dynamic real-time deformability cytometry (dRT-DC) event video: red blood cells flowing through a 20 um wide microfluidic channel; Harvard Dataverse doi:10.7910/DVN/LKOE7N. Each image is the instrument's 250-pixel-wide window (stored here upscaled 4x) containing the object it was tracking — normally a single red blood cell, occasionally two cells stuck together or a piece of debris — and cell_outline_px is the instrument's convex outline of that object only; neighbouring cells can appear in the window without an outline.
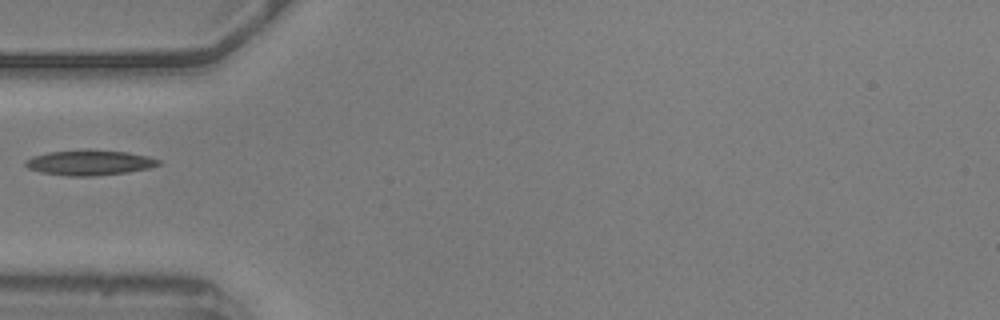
{"species": "common noctule bat (a hibernating species)", "species_latin": "Nyctalus noctula", "temperature_condition": "warm", "stored_images_in_passage": 39, "camera_frame_rate_fps": 3000, "um_per_image_px": 0.085, "animal": {"sex": "male", "body_mass_g": 20.5, "forearm_length_mm": 52.5}, "frame": {"image": 1, "passage_image": 1, "time_ms": 0.0, "image_size_px": [1000, 320], "cell_outline_px": [[160, 164], [148, 168], [128, 172], [96, 176], [68, 176], [40, 172], [28, 168], [24, 164], [24, 160], [32, 156], [48, 152], [128, 152], [148, 156], [160, 160]], "centroid_in_image_um": [7.59, 13.87], "position_along_channel_um": 77.4, "area_um2": 18.79}}
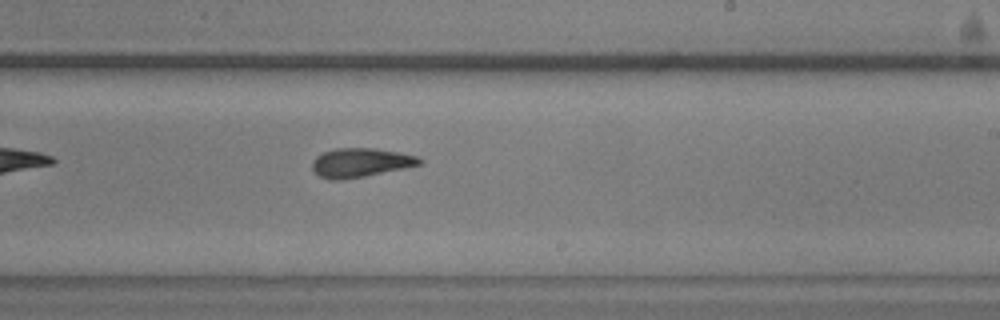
{"frame": {"image": 2, "passage_image": 16, "time_ms": 5.0, "image_size_px": [1000, 320], "cell_outline_px": [[424, 164], [364, 176], [340, 180], [328, 180], [320, 176], [312, 168], [312, 160], [316, 156], [324, 152], [336, 148], [376, 148], [400, 152], [416, 156], [424, 160]], "centroid_in_image_um": [30.66, 13.82], "position_along_channel_um": 258.3, "area_um2": 18.21}}
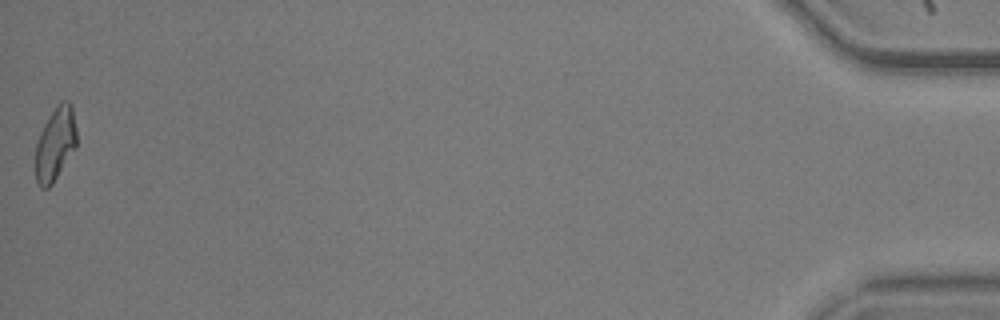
{"frame": {"image": 3, "passage_image": 39, "time_ms": 12.667, "image_size_px": [1000, 320], "cell_outline_px": [[76, 148], [52, 184], [48, 188], [40, 188], [36, 184], [36, 144], [40, 132], [44, 124], [60, 100], [68, 100], [72, 104], [76, 128]], "centroid_in_image_um": [4.71, 12.23], "position_along_channel_um": 430.5, "area_um2": 17.69}}